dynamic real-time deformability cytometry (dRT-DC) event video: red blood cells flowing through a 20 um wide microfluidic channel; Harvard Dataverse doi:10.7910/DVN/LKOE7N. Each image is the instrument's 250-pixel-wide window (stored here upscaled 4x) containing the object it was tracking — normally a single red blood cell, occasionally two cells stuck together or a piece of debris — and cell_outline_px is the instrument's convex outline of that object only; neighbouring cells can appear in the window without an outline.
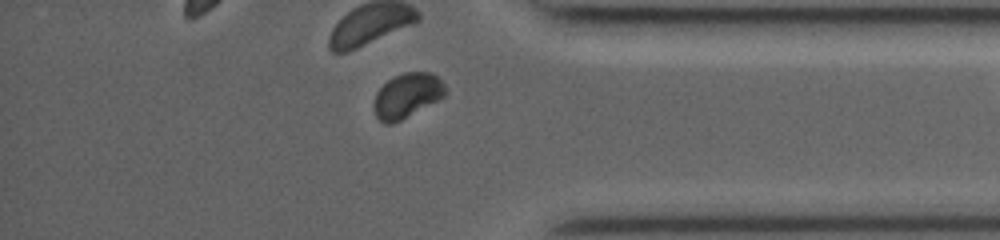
{"species": "common noctule bat (a hibernating species)", "species_latin": "Nyctalus noctula", "temperature_condition": "room temperature", "stored_images_in_passage": 26, "camera_frame_rate_fps": 3000, "um_per_image_px": 0.085, "animal": {"sex": "female", "body_mass_g": 19.0, "forearm_length_mm": 53.3}, "frame": {"image": 1, "passage_image": 23, "time_ms": 9.333, "image_size_px": [1000, 240], "cell_outline_px": [[448, 92], [444, 96], [400, 120], [392, 124], [384, 124], [376, 116], [372, 108], [372, 104], [376, 92], [392, 76], [404, 72], [432, 72], [444, 84]], "centroid_in_image_um": [34.56, 8.11], "position_along_channel_um": 400.6, "area_um2": 18.61}}